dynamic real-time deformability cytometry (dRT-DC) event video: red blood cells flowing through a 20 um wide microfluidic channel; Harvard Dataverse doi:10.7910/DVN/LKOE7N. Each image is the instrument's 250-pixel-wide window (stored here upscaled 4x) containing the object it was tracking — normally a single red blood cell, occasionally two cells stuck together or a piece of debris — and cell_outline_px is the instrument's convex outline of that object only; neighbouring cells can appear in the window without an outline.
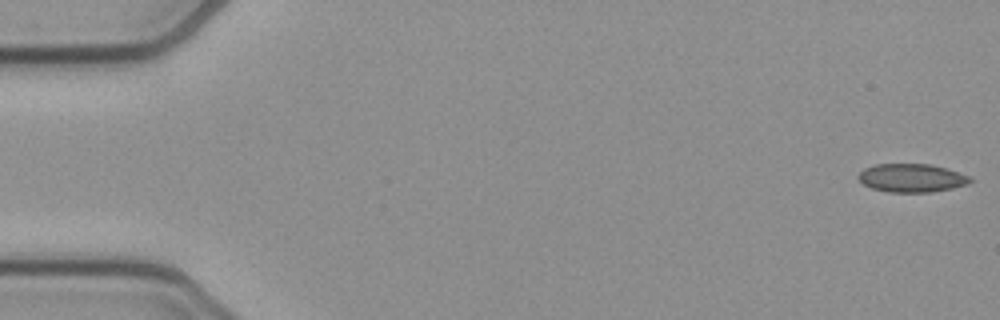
{"species": "common noctule bat (a hibernating species)", "species_latin": "Nyctalus noctula", "temperature_condition": "cold", "stored_images_in_passage": 48, "camera_frame_rate_fps": 3000, "um_per_image_px": 0.085, "animal": {"sex": "female", "body_mass_g": 21.9}, "frame": {"image": 1, "passage_image": 1, "time_ms": 0.0, "image_size_px": [1000, 320], "cell_outline_px": [[972, 180], [968, 184], [952, 188], [932, 192], [888, 192], [872, 188], [864, 184], [856, 176], [864, 168], [876, 164], [928, 164], [948, 168], [972, 176]], "centroid_in_image_um": [77.52, 15.12], "position_along_channel_um": 7.5, "area_um2": 18.61}}
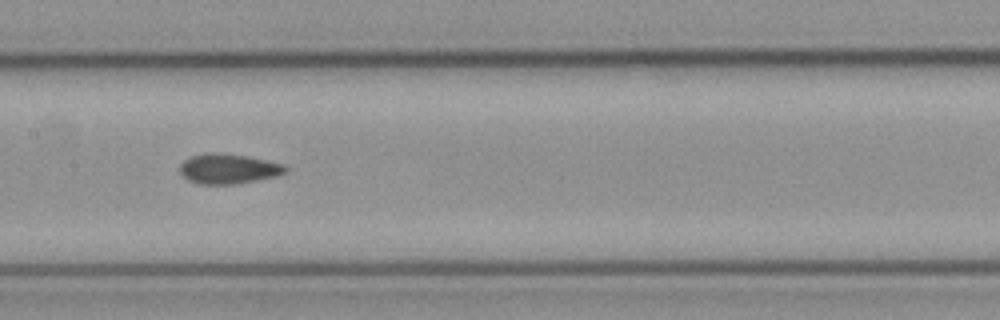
{"frame": {"image": 2, "passage_image": 26, "time_ms": 8.333, "image_size_px": [1000, 320], "cell_outline_px": [[288, 172], [276, 176], [236, 184], [200, 184], [188, 180], [180, 176], [180, 164], [184, 160], [192, 156], [212, 152], [216, 152], [248, 156], [284, 164], [288, 168]], "centroid_in_image_um": [19.41, 14.35], "position_along_channel_um": 188.0, "area_um2": 18.55}}
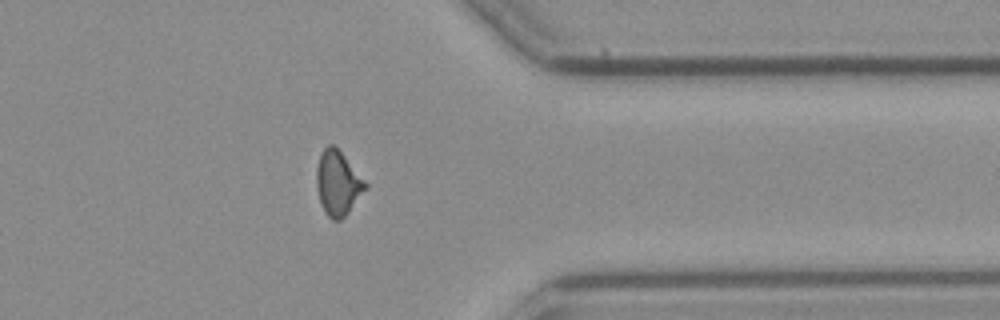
{"frame": {"image": 3, "passage_image": 42, "time_ms": 13.667, "image_size_px": [1000, 320], "cell_outline_px": [[368, 188], [348, 212], [340, 220], [332, 220], [324, 212], [316, 188], [316, 168], [320, 156], [324, 148], [328, 144], [332, 144], [344, 156], [368, 184]], "centroid_in_image_um": [28.71, 15.59], "position_along_channel_um": 382.7, "area_um2": 18.21}, "authors_computed_cell_mechanics": {"area_um2": 18.5538, "velocity_mm_per_s": 3.8646, "shape_relaxation_time_tau1_ms": null, "shape_relaxation_time_tau2_ms": 2.342, "deformation_change_tau1": null, "deformation_change_tau2": 0.0716}}